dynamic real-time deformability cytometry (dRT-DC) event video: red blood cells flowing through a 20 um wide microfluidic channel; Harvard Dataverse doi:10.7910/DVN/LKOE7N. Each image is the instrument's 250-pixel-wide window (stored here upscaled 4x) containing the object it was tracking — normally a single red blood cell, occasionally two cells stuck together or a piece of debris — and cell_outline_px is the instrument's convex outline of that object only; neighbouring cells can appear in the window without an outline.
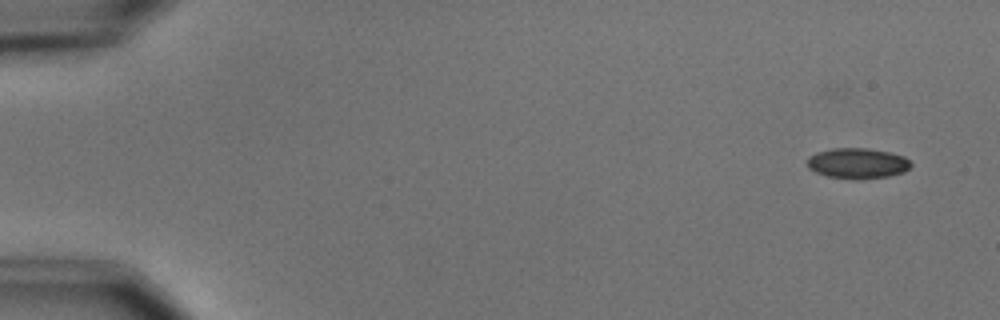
{"species": "common noctule bat (a hibernating species)", "species_latin": "Nyctalus noctula", "temperature_condition": "cold", "stored_images_in_passage": 3, "camera_frame_rate_fps": 3000, "um_per_image_px": 0.085, "animal": {"sex": "male", "body_mass_g": 15.6}, "frame": {"image": 1, "passage_image": 1, "time_ms": 0.0, "image_size_px": [1000, 320], "cell_outline_px": [[912, 164], [904, 172], [888, 176], [860, 180], [852, 180], [828, 176], [816, 172], [808, 168], [808, 156], [816, 152], [832, 148], [868, 148], [888, 152], [904, 156]], "centroid_in_image_um": [72.87, 13.89], "position_along_channel_um": 12.1, "area_um2": 18.55}}